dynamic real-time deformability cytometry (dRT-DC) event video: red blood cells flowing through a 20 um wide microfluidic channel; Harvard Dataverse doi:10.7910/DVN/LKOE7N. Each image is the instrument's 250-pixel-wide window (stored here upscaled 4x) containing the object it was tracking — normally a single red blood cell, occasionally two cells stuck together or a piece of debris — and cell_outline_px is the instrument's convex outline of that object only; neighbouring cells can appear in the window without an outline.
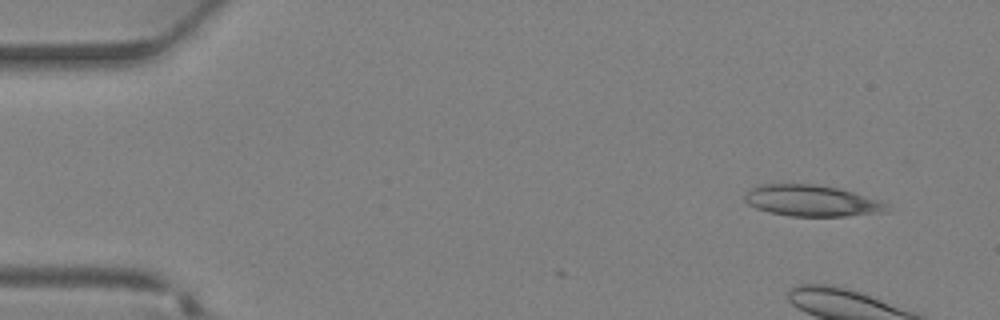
{"species": "Egyptian fruit bat (a non-hibernating species)", "species_latin": "Rousettus aegyptiacus", "temperature_condition": "warm", "stored_images_in_passage": 5, "camera_frame_rate_fps": 3000, "um_per_image_px": 0.085, "animal": {"sex": "female"}, "frame": {"image": 1, "passage_image": 2, "time_ms": 0.333, "image_size_px": [1000, 320], "cell_outline_px": [[888, 212], [844, 216], [792, 216], [768, 212], [756, 208], [748, 204], [744, 200], [744, 196], [752, 188], [760, 184], [816, 184], [836, 188], [852, 192], [876, 200], [884, 204]], "centroid_in_image_um": [68.92, 17.07], "position_along_channel_um": 16.1, "area_um2": 25.43}}